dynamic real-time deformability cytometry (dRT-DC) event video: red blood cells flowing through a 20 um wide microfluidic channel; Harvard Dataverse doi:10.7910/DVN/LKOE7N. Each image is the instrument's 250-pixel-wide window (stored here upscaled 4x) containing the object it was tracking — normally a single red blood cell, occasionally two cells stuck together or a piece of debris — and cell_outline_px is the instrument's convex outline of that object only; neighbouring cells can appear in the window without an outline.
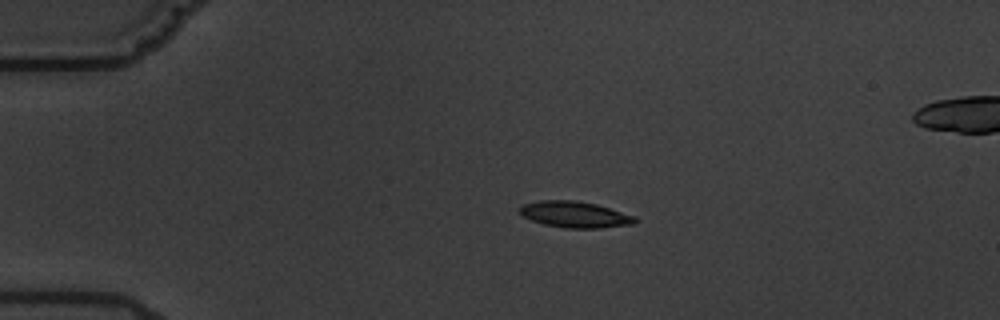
{"species": "common noctule bat (a hibernating species)", "species_latin": "Nyctalus noctula", "temperature_condition": "warm", "stored_images_in_passage": 6, "segment_of_instrument_passage": [1, 2], "camera_frame_rate_fps": 3000, "um_per_image_px": 0.085, "animal": {"sex": "male", "body_mass_g": 19.5, "forearm_length_mm": 54.6}, "frame": {"image": 1, "passage_image": 4, "time_ms": 3.333, "image_size_px": [1000, 320], "cell_outline_px": [[636, 224], [600, 228], [564, 228], [544, 224], [532, 220], [524, 216], [520, 212], [520, 208], [524, 204], [540, 200], [576, 200], [596, 204], [636, 216]], "centroid_in_image_um": [48.9, 18.23], "position_along_channel_um": 36.1, "area_um2": 17.57}}